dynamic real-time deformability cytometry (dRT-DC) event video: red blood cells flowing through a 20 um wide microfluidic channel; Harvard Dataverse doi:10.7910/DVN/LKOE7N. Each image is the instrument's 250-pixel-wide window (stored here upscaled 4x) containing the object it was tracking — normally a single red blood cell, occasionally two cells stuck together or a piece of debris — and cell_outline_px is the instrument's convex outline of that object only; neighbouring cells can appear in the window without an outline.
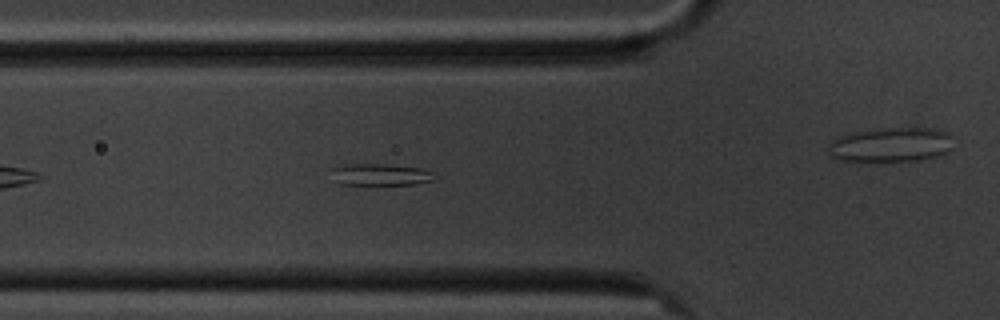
{"species": "common noctule bat (a hibernating species)", "species_latin": "Nyctalus noctula", "temperature_condition": "cold", "stored_images_in_passage": 10, "camera_frame_rate_fps": 3000, "um_per_image_px": 0.085, "animal": {"sex": "male", "body_mass_g": 20.1, "forearm_length_mm": 53.5}, "frame": {"image": 1, "passage_image": 4, "time_ms": 3.667, "image_size_px": [1000, 320], "cell_outline_px": [[436, 176], [432, 180], [416, 184], [340, 184], [332, 180], [336, 168], [344, 164], [388, 164], [420, 168], [432, 172]], "centroid_in_image_um": [32.37, 14.84], "position_along_channel_um": 93.4, "area_um2": 12.83}}
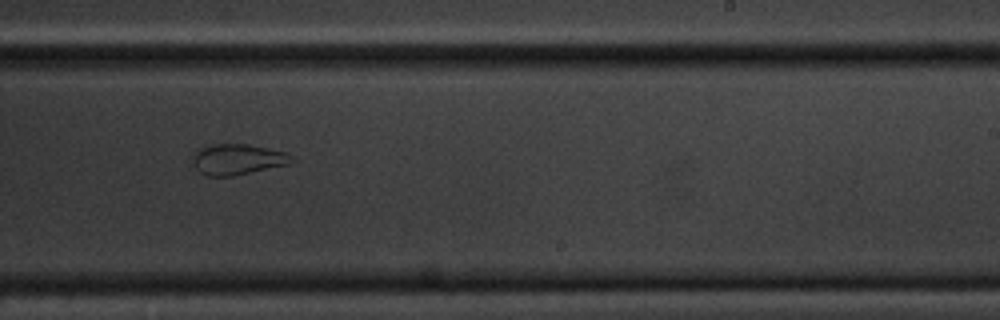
{"frame": {"image": 2, "passage_image": 9, "time_ms": 10.333, "image_size_px": [1000, 320], "cell_outline_px": [[292, 156], [288, 164], [232, 176], [208, 176], [200, 172], [192, 164], [192, 160], [196, 148], [208, 144], [248, 144], [284, 152]], "centroid_in_image_um": [20.09, 13.53], "position_along_channel_um": 268.9, "area_um2": 17.57}}
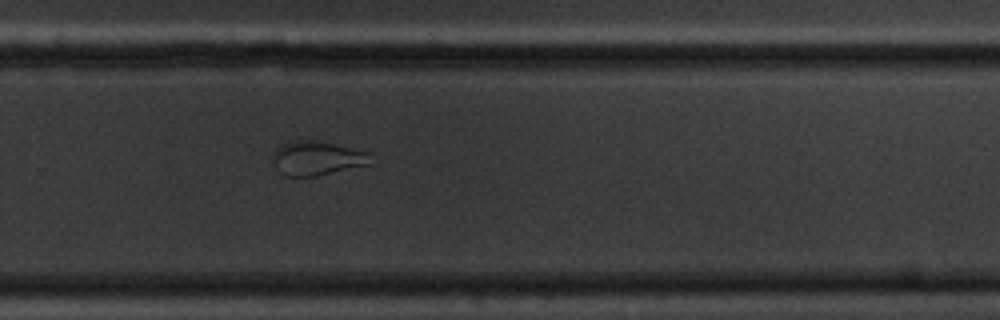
{"frame": {"image": 3, "passage_image": 10, "time_ms": 11.333, "image_size_px": [1000, 320], "cell_outline_px": [[368, 164], [316, 176], [284, 176], [280, 172], [272, 156], [276, 148], [284, 144], [296, 140], [312, 140], [332, 144], [368, 152]], "centroid_in_image_um": [26.88, 13.45], "position_along_channel_um": 302.9, "area_um2": 18.73}}